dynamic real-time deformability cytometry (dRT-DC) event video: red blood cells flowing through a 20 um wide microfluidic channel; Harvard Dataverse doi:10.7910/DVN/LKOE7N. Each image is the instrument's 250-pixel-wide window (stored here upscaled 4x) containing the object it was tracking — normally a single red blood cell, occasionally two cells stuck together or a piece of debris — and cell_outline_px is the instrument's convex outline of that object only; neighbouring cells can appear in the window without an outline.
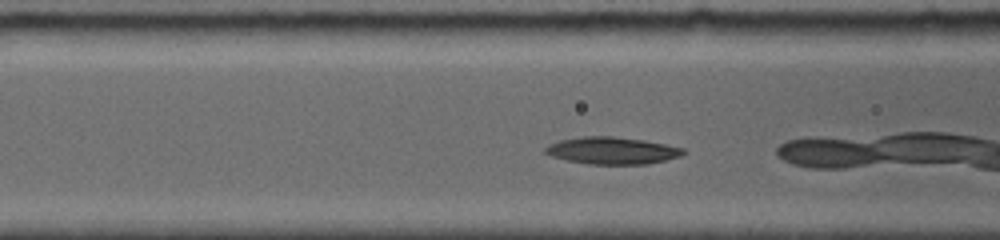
{"species": "common noctule bat (a hibernating species)", "species_latin": "Nyctalus noctula", "temperature_condition": "room temperature", "stored_images_in_passage": 20, "camera_frame_rate_fps": 5000, "um_per_image_px": 0.085, "animal": {"sex": "female", "body_mass_g": 19.0, "forearm_length_mm": 56.7}, "frame": {"image": 1, "passage_image": 4, "time_ms": 1.2, "image_size_px": [1000, 240], "cell_outline_px": [[684, 152], [680, 156], [648, 164], [588, 164], [568, 160], [552, 156], [544, 152], [544, 148], [560, 140], [584, 136], [612, 136], [644, 140], [684, 148]], "centroid_in_image_um": [52.03, 12.8], "position_along_channel_um": 114.6, "area_um2": 21.5}}
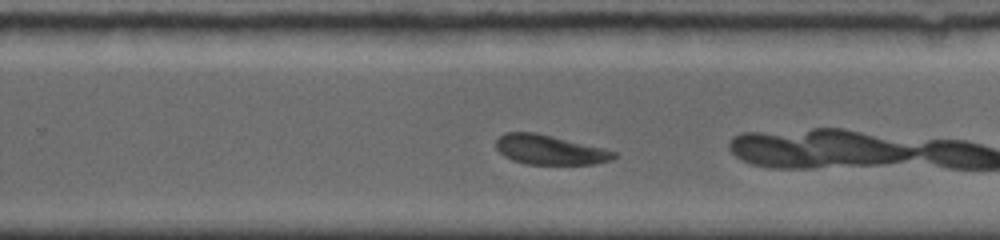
{"frame": {"image": 2, "passage_image": 15, "time_ms": 5.6, "image_size_px": [1000, 240], "cell_outline_px": [[616, 156], [608, 160], [596, 164], [524, 164], [512, 160], [504, 156], [496, 148], [496, 140], [504, 132], [536, 132], [616, 152]], "centroid_in_image_um": [46.65, 12.73], "position_along_channel_um": 283.2, "area_um2": 20.0}}